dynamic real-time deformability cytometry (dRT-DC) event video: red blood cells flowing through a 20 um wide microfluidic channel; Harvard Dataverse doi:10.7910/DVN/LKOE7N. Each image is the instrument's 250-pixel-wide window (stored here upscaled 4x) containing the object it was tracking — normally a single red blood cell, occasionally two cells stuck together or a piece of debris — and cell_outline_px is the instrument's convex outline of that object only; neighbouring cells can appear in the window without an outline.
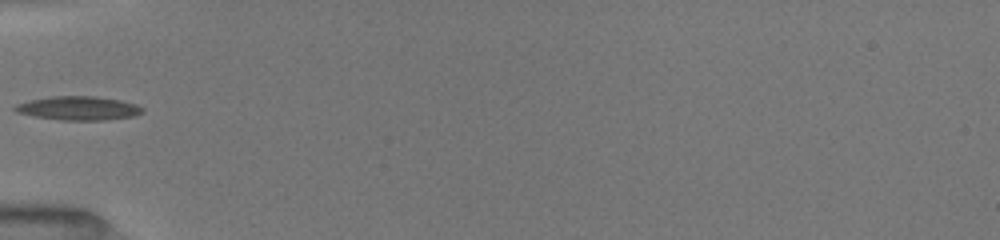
{"species": "common noctule bat (a hibernating species)", "species_latin": "Nyctalus noctula", "temperature_condition": "room temperature", "stored_images_in_passage": 32, "camera_frame_rate_fps": 3000, "um_per_image_px": 0.085, "animal": {"sex": "female", "body_mass_g": 19.5, "forearm_length_mm": 54.1}, "frame": {"image": 1, "passage_image": 1, "time_ms": 0.0, "image_size_px": [1000, 240], "cell_outline_px": [[144, 112], [136, 116], [104, 120], [64, 120], [36, 116], [16, 112], [12, 108], [16, 104], [32, 100], [52, 96], [92, 96], [120, 100], [136, 104], [144, 108]], "centroid_in_image_um": [6.72, 9.2], "position_along_channel_um": 78.3, "area_um2": 17.57}}